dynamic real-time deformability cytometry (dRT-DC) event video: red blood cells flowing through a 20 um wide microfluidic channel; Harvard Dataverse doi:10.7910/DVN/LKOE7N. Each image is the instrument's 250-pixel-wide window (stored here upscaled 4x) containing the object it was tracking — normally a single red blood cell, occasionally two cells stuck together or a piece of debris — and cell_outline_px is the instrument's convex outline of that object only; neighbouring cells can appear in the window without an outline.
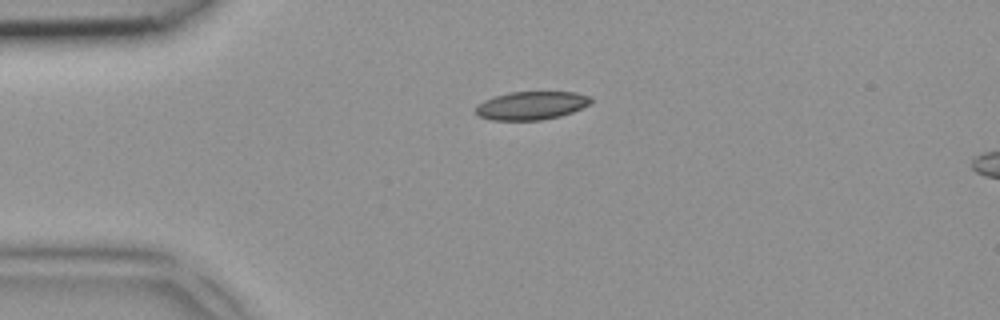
{"species": "common noctule bat (a hibernating species)", "species_latin": "Nyctalus noctula", "temperature_condition": "room temperature", "stored_images_in_passage": 2, "camera_frame_rate_fps": 3000, "um_per_image_px": 0.085, "animal": {"sex": "female", "body_mass_g": 18.4}, "frame": {"image": 1, "passage_image": 1, "time_ms": 0.0, "image_size_px": [1000, 320], "cell_outline_px": [[592, 100], [588, 104], [572, 112], [560, 116], [540, 120], [492, 120], [480, 116], [476, 112], [476, 108], [484, 100], [496, 96], [512, 92], [576, 92], [592, 96]], "centroid_in_image_um": [45.2, 8.97], "position_along_channel_um": 39.8, "area_um2": 18.73}}